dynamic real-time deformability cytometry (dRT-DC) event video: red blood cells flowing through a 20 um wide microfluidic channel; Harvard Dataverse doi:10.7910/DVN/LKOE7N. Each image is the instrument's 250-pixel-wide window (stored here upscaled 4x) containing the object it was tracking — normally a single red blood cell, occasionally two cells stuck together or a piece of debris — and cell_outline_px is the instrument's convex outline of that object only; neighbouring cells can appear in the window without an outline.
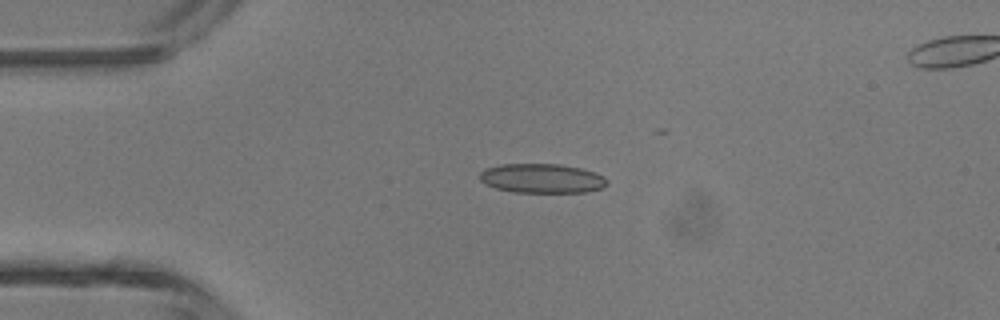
{"species": "common noctule bat (a hibernating species)", "species_latin": "Nyctalus noctula", "temperature_condition": "room temperature", "stored_images_in_passage": 4, "camera_frame_rate_fps": 3000, "um_per_image_px": 0.085, "animal": {"sex": "male", "body_mass_g": 13.3}, "frame": {"image": 1, "passage_image": 2, "time_ms": 0.333, "image_size_px": [1000, 320], "cell_outline_px": [[608, 184], [604, 188], [584, 192], [512, 192], [496, 188], [484, 184], [480, 180], [480, 172], [484, 168], [500, 164], [560, 164], [580, 168], [604, 176], [608, 180]], "centroid_in_image_um": [46.05, 15.16], "position_along_channel_um": 39.0, "area_um2": 21.91}}
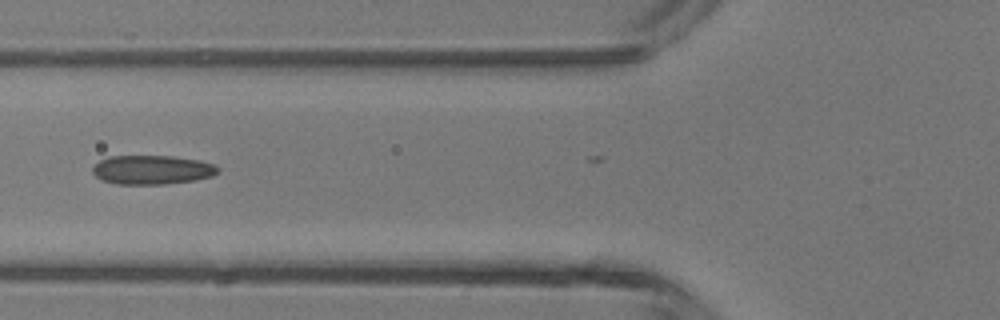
{"frame": {"image": 2, "passage_image": 4, "time_ms": 1.0, "image_size_px": [1000, 320], "cell_outline_px": [[216, 172], [212, 176], [196, 180], [164, 184], [116, 184], [100, 180], [92, 172], [92, 168], [100, 160], [108, 156], [172, 156], [196, 160], [212, 164], [216, 168]], "centroid_in_image_um": [12.85, 14.44], "position_along_channel_um": 113.0, "area_um2": 21.04}}